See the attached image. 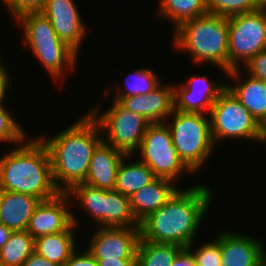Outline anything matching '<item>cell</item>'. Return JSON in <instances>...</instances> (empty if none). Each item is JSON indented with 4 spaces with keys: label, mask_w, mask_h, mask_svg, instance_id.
I'll use <instances>...</instances> for the list:
<instances>
[{
    "label": "cell",
    "mask_w": 266,
    "mask_h": 266,
    "mask_svg": "<svg viewBox=\"0 0 266 266\" xmlns=\"http://www.w3.org/2000/svg\"><path fill=\"white\" fill-rule=\"evenodd\" d=\"M104 227H140L129 197L116 190H104Z\"/></svg>",
    "instance_id": "cell-23"
},
{
    "label": "cell",
    "mask_w": 266,
    "mask_h": 266,
    "mask_svg": "<svg viewBox=\"0 0 266 266\" xmlns=\"http://www.w3.org/2000/svg\"><path fill=\"white\" fill-rule=\"evenodd\" d=\"M171 266H196L191 250L188 247H183L176 255Z\"/></svg>",
    "instance_id": "cell-35"
},
{
    "label": "cell",
    "mask_w": 266,
    "mask_h": 266,
    "mask_svg": "<svg viewBox=\"0 0 266 266\" xmlns=\"http://www.w3.org/2000/svg\"><path fill=\"white\" fill-rule=\"evenodd\" d=\"M206 7L209 14L226 18L257 10L253 0H206Z\"/></svg>",
    "instance_id": "cell-29"
},
{
    "label": "cell",
    "mask_w": 266,
    "mask_h": 266,
    "mask_svg": "<svg viewBox=\"0 0 266 266\" xmlns=\"http://www.w3.org/2000/svg\"><path fill=\"white\" fill-rule=\"evenodd\" d=\"M10 74L4 67L2 61L0 60V104L4 103L5 96L7 97V91L11 84Z\"/></svg>",
    "instance_id": "cell-36"
},
{
    "label": "cell",
    "mask_w": 266,
    "mask_h": 266,
    "mask_svg": "<svg viewBox=\"0 0 266 266\" xmlns=\"http://www.w3.org/2000/svg\"><path fill=\"white\" fill-rule=\"evenodd\" d=\"M209 116L214 144L226 138L259 141V123L227 88L213 103Z\"/></svg>",
    "instance_id": "cell-10"
},
{
    "label": "cell",
    "mask_w": 266,
    "mask_h": 266,
    "mask_svg": "<svg viewBox=\"0 0 266 266\" xmlns=\"http://www.w3.org/2000/svg\"><path fill=\"white\" fill-rule=\"evenodd\" d=\"M240 71V68H235L226 73L227 76L235 79L234 81L237 80V85H226V88L260 124L266 117V82L250 75L241 81Z\"/></svg>",
    "instance_id": "cell-19"
},
{
    "label": "cell",
    "mask_w": 266,
    "mask_h": 266,
    "mask_svg": "<svg viewBox=\"0 0 266 266\" xmlns=\"http://www.w3.org/2000/svg\"><path fill=\"white\" fill-rule=\"evenodd\" d=\"M173 181L155 178L151 183L136 191L130 199V207L140 223L150 213L161 208L179 189Z\"/></svg>",
    "instance_id": "cell-20"
},
{
    "label": "cell",
    "mask_w": 266,
    "mask_h": 266,
    "mask_svg": "<svg viewBox=\"0 0 266 266\" xmlns=\"http://www.w3.org/2000/svg\"><path fill=\"white\" fill-rule=\"evenodd\" d=\"M257 9H266V0H253Z\"/></svg>",
    "instance_id": "cell-41"
},
{
    "label": "cell",
    "mask_w": 266,
    "mask_h": 266,
    "mask_svg": "<svg viewBox=\"0 0 266 266\" xmlns=\"http://www.w3.org/2000/svg\"><path fill=\"white\" fill-rule=\"evenodd\" d=\"M70 197H75L81 207L92 216L97 224L104 227V190L94 188L84 183L75 185L69 192Z\"/></svg>",
    "instance_id": "cell-27"
},
{
    "label": "cell",
    "mask_w": 266,
    "mask_h": 266,
    "mask_svg": "<svg viewBox=\"0 0 266 266\" xmlns=\"http://www.w3.org/2000/svg\"><path fill=\"white\" fill-rule=\"evenodd\" d=\"M245 65V73L266 82V50L258 52Z\"/></svg>",
    "instance_id": "cell-33"
},
{
    "label": "cell",
    "mask_w": 266,
    "mask_h": 266,
    "mask_svg": "<svg viewBox=\"0 0 266 266\" xmlns=\"http://www.w3.org/2000/svg\"><path fill=\"white\" fill-rule=\"evenodd\" d=\"M188 79L184 85L173 86L174 110L209 115L213 103L226 89V84L214 83V80L209 81L206 76L192 75Z\"/></svg>",
    "instance_id": "cell-13"
},
{
    "label": "cell",
    "mask_w": 266,
    "mask_h": 266,
    "mask_svg": "<svg viewBox=\"0 0 266 266\" xmlns=\"http://www.w3.org/2000/svg\"><path fill=\"white\" fill-rule=\"evenodd\" d=\"M77 225L73 224L68 230L50 235L40 236L35 239V249L39 255L47 260L63 266L76 251L73 234Z\"/></svg>",
    "instance_id": "cell-21"
},
{
    "label": "cell",
    "mask_w": 266,
    "mask_h": 266,
    "mask_svg": "<svg viewBox=\"0 0 266 266\" xmlns=\"http://www.w3.org/2000/svg\"><path fill=\"white\" fill-rule=\"evenodd\" d=\"M41 201L34 195L0 190V223L12 231L27 230Z\"/></svg>",
    "instance_id": "cell-18"
},
{
    "label": "cell",
    "mask_w": 266,
    "mask_h": 266,
    "mask_svg": "<svg viewBox=\"0 0 266 266\" xmlns=\"http://www.w3.org/2000/svg\"><path fill=\"white\" fill-rule=\"evenodd\" d=\"M132 155H126L120 162L115 190L124 196L131 197L136 191L151 183L156 177L148 165L139 159L133 163H127L125 159ZM126 162V163H125Z\"/></svg>",
    "instance_id": "cell-22"
},
{
    "label": "cell",
    "mask_w": 266,
    "mask_h": 266,
    "mask_svg": "<svg viewBox=\"0 0 266 266\" xmlns=\"http://www.w3.org/2000/svg\"><path fill=\"white\" fill-rule=\"evenodd\" d=\"M68 193L60 192L56 197L41 201L30 218L27 232L34 238L68 230L78 225L71 211L74 206ZM70 208V209H69Z\"/></svg>",
    "instance_id": "cell-12"
},
{
    "label": "cell",
    "mask_w": 266,
    "mask_h": 266,
    "mask_svg": "<svg viewBox=\"0 0 266 266\" xmlns=\"http://www.w3.org/2000/svg\"><path fill=\"white\" fill-rule=\"evenodd\" d=\"M196 185L178 189L157 211L140 222L141 239L154 243L176 244L188 247L195 241L211 198V189Z\"/></svg>",
    "instance_id": "cell-1"
},
{
    "label": "cell",
    "mask_w": 266,
    "mask_h": 266,
    "mask_svg": "<svg viewBox=\"0 0 266 266\" xmlns=\"http://www.w3.org/2000/svg\"><path fill=\"white\" fill-rule=\"evenodd\" d=\"M97 262L99 266H136V259H103Z\"/></svg>",
    "instance_id": "cell-38"
},
{
    "label": "cell",
    "mask_w": 266,
    "mask_h": 266,
    "mask_svg": "<svg viewBox=\"0 0 266 266\" xmlns=\"http://www.w3.org/2000/svg\"><path fill=\"white\" fill-rule=\"evenodd\" d=\"M0 158V190L34 195L42 201L56 197L51 160L40 137L26 138Z\"/></svg>",
    "instance_id": "cell-3"
},
{
    "label": "cell",
    "mask_w": 266,
    "mask_h": 266,
    "mask_svg": "<svg viewBox=\"0 0 266 266\" xmlns=\"http://www.w3.org/2000/svg\"><path fill=\"white\" fill-rule=\"evenodd\" d=\"M228 19L229 71L246 64L266 50V9L241 13Z\"/></svg>",
    "instance_id": "cell-8"
},
{
    "label": "cell",
    "mask_w": 266,
    "mask_h": 266,
    "mask_svg": "<svg viewBox=\"0 0 266 266\" xmlns=\"http://www.w3.org/2000/svg\"><path fill=\"white\" fill-rule=\"evenodd\" d=\"M263 266H266V250H265V247H264V265Z\"/></svg>",
    "instance_id": "cell-42"
},
{
    "label": "cell",
    "mask_w": 266,
    "mask_h": 266,
    "mask_svg": "<svg viewBox=\"0 0 266 266\" xmlns=\"http://www.w3.org/2000/svg\"><path fill=\"white\" fill-rule=\"evenodd\" d=\"M161 18L173 21L175 30L183 22L208 14L206 0H159Z\"/></svg>",
    "instance_id": "cell-24"
},
{
    "label": "cell",
    "mask_w": 266,
    "mask_h": 266,
    "mask_svg": "<svg viewBox=\"0 0 266 266\" xmlns=\"http://www.w3.org/2000/svg\"><path fill=\"white\" fill-rule=\"evenodd\" d=\"M263 144L266 142V117L259 124V143Z\"/></svg>",
    "instance_id": "cell-40"
},
{
    "label": "cell",
    "mask_w": 266,
    "mask_h": 266,
    "mask_svg": "<svg viewBox=\"0 0 266 266\" xmlns=\"http://www.w3.org/2000/svg\"><path fill=\"white\" fill-rule=\"evenodd\" d=\"M215 237L214 241L201 244L195 251L192 244L188 246L194 256L196 266H221L220 234Z\"/></svg>",
    "instance_id": "cell-31"
},
{
    "label": "cell",
    "mask_w": 266,
    "mask_h": 266,
    "mask_svg": "<svg viewBox=\"0 0 266 266\" xmlns=\"http://www.w3.org/2000/svg\"><path fill=\"white\" fill-rule=\"evenodd\" d=\"M34 249L35 239L27 230L13 231L0 250V263L3 266H22Z\"/></svg>",
    "instance_id": "cell-26"
},
{
    "label": "cell",
    "mask_w": 266,
    "mask_h": 266,
    "mask_svg": "<svg viewBox=\"0 0 266 266\" xmlns=\"http://www.w3.org/2000/svg\"><path fill=\"white\" fill-rule=\"evenodd\" d=\"M4 104H0V141L22 143L26 134Z\"/></svg>",
    "instance_id": "cell-30"
},
{
    "label": "cell",
    "mask_w": 266,
    "mask_h": 266,
    "mask_svg": "<svg viewBox=\"0 0 266 266\" xmlns=\"http://www.w3.org/2000/svg\"><path fill=\"white\" fill-rule=\"evenodd\" d=\"M22 266H60L57 265L43 256L39 255L37 252H33L22 264Z\"/></svg>",
    "instance_id": "cell-37"
},
{
    "label": "cell",
    "mask_w": 266,
    "mask_h": 266,
    "mask_svg": "<svg viewBox=\"0 0 266 266\" xmlns=\"http://www.w3.org/2000/svg\"><path fill=\"white\" fill-rule=\"evenodd\" d=\"M63 266H99L97 260L86 249L81 254L74 252Z\"/></svg>",
    "instance_id": "cell-34"
},
{
    "label": "cell",
    "mask_w": 266,
    "mask_h": 266,
    "mask_svg": "<svg viewBox=\"0 0 266 266\" xmlns=\"http://www.w3.org/2000/svg\"><path fill=\"white\" fill-rule=\"evenodd\" d=\"M41 12L50 20L57 36L78 54L87 27L74 0H45Z\"/></svg>",
    "instance_id": "cell-14"
},
{
    "label": "cell",
    "mask_w": 266,
    "mask_h": 266,
    "mask_svg": "<svg viewBox=\"0 0 266 266\" xmlns=\"http://www.w3.org/2000/svg\"><path fill=\"white\" fill-rule=\"evenodd\" d=\"M221 266H263L264 245L242 233L220 232Z\"/></svg>",
    "instance_id": "cell-15"
},
{
    "label": "cell",
    "mask_w": 266,
    "mask_h": 266,
    "mask_svg": "<svg viewBox=\"0 0 266 266\" xmlns=\"http://www.w3.org/2000/svg\"><path fill=\"white\" fill-rule=\"evenodd\" d=\"M138 150L141 155L139 160L149 166L156 178L168 179L176 184V179L183 172L193 173L179 158L165 122L147 126Z\"/></svg>",
    "instance_id": "cell-9"
},
{
    "label": "cell",
    "mask_w": 266,
    "mask_h": 266,
    "mask_svg": "<svg viewBox=\"0 0 266 266\" xmlns=\"http://www.w3.org/2000/svg\"><path fill=\"white\" fill-rule=\"evenodd\" d=\"M165 121L171 131L173 145L183 163L194 173L211 157L215 149L210 116L174 110ZM213 148V149H212Z\"/></svg>",
    "instance_id": "cell-6"
},
{
    "label": "cell",
    "mask_w": 266,
    "mask_h": 266,
    "mask_svg": "<svg viewBox=\"0 0 266 266\" xmlns=\"http://www.w3.org/2000/svg\"><path fill=\"white\" fill-rule=\"evenodd\" d=\"M2 2L17 20L26 13L41 12L45 0H3Z\"/></svg>",
    "instance_id": "cell-32"
},
{
    "label": "cell",
    "mask_w": 266,
    "mask_h": 266,
    "mask_svg": "<svg viewBox=\"0 0 266 266\" xmlns=\"http://www.w3.org/2000/svg\"><path fill=\"white\" fill-rule=\"evenodd\" d=\"M118 102L149 123H163L174 111V87L160 84L146 95L123 97Z\"/></svg>",
    "instance_id": "cell-16"
},
{
    "label": "cell",
    "mask_w": 266,
    "mask_h": 266,
    "mask_svg": "<svg viewBox=\"0 0 266 266\" xmlns=\"http://www.w3.org/2000/svg\"><path fill=\"white\" fill-rule=\"evenodd\" d=\"M112 104L110 109L103 113L99 111V107L93 108L89 113L98 122L101 132H104L102 140L105 143L126 155H134L150 123L141 115L123 107L118 101L114 100Z\"/></svg>",
    "instance_id": "cell-7"
},
{
    "label": "cell",
    "mask_w": 266,
    "mask_h": 266,
    "mask_svg": "<svg viewBox=\"0 0 266 266\" xmlns=\"http://www.w3.org/2000/svg\"><path fill=\"white\" fill-rule=\"evenodd\" d=\"M12 232L13 231L11 229L0 223V250L2 246L6 244Z\"/></svg>",
    "instance_id": "cell-39"
},
{
    "label": "cell",
    "mask_w": 266,
    "mask_h": 266,
    "mask_svg": "<svg viewBox=\"0 0 266 266\" xmlns=\"http://www.w3.org/2000/svg\"><path fill=\"white\" fill-rule=\"evenodd\" d=\"M140 238V227H100L87 250L96 260L136 259Z\"/></svg>",
    "instance_id": "cell-11"
},
{
    "label": "cell",
    "mask_w": 266,
    "mask_h": 266,
    "mask_svg": "<svg viewBox=\"0 0 266 266\" xmlns=\"http://www.w3.org/2000/svg\"><path fill=\"white\" fill-rule=\"evenodd\" d=\"M16 21L23 27V42L30 46L51 78L59 81L64 78L63 74L75 69L78 54L57 36L50 20L42 12L26 13Z\"/></svg>",
    "instance_id": "cell-5"
},
{
    "label": "cell",
    "mask_w": 266,
    "mask_h": 266,
    "mask_svg": "<svg viewBox=\"0 0 266 266\" xmlns=\"http://www.w3.org/2000/svg\"><path fill=\"white\" fill-rule=\"evenodd\" d=\"M131 75V79L130 76L126 77V90L121 89L120 85L117 86V93L114 96V100L119 101L123 97L146 95L161 84V80L158 78L159 76L147 67L137 69Z\"/></svg>",
    "instance_id": "cell-28"
},
{
    "label": "cell",
    "mask_w": 266,
    "mask_h": 266,
    "mask_svg": "<svg viewBox=\"0 0 266 266\" xmlns=\"http://www.w3.org/2000/svg\"><path fill=\"white\" fill-rule=\"evenodd\" d=\"M99 132L98 122L88 113L48 140L40 138L48 149L53 180L60 192L67 193L84 183L92 153L102 141Z\"/></svg>",
    "instance_id": "cell-2"
},
{
    "label": "cell",
    "mask_w": 266,
    "mask_h": 266,
    "mask_svg": "<svg viewBox=\"0 0 266 266\" xmlns=\"http://www.w3.org/2000/svg\"><path fill=\"white\" fill-rule=\"evenodd\" d=\"M177 49L187 51L196 64L209 63L229 72L228 19L206 14L183 22L173 32Z\"/></svg>",
    "instance_id": "cell-4"
},
{
    "label": "cell",
    "mask_w": 266,
    "mask_h": 266,
    "mask_svg": "<svg viewBox=\"0 0 266 266\" xmlns=\"http://www.w3.org/2000/svg\"><path fill=\"white\" fill-rule=\"evenodd\" d=\"M182 248L176 244L154 243L140 238L136 266H171Z\"/></svg>",
    "instance_id": "cell-25"
},
{
    "label": "cell",
    "mask_w": 266,
    "mask_h": 266,
    "mask_svg": "<svg viewBox=\"0 0 266 266\" xmlns=\"http://www.w3.org/2000/svg\"><path fill=\"white\" fill-rule=\"evenodd\" d=\"M124 156L125 153L102 140L92 153L84 184L103 190H115L117 171Z\"/></svg>",
    "instance_id": "cell-17"
}]
</instances>
